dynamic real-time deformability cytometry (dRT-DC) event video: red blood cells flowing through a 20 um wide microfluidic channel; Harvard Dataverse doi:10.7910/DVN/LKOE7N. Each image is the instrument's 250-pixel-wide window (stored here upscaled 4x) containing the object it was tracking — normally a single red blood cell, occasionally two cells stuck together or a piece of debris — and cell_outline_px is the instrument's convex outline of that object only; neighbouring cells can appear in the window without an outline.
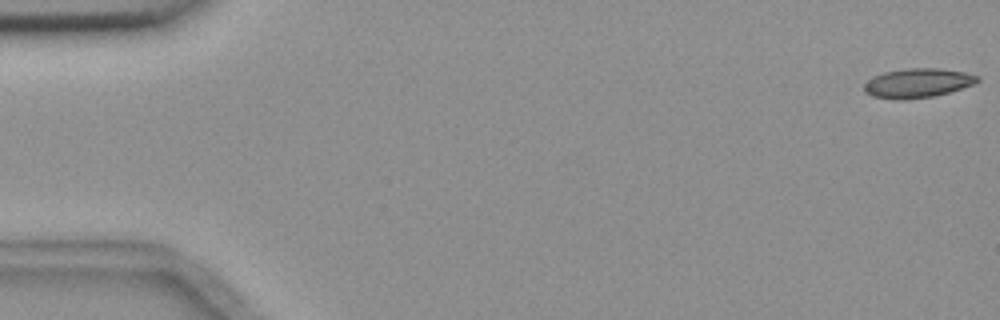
{"species": "common noctule bat (a hibernating species)", "species_latin": "Nyctalus noctula", "temperature_condition": "room temperature", "stored_images_in_passage": 3, "segment_of_instrument_passage": [2, 2], "camera_frame_rate_fps": 3000, "um_per_image_px": 0.085, "animal": {"sex": "female", "body_mass_g": 18.4}, "frame": {"image": 1, "passage_image": 3, "time_ms": 3.333, "image_size_px": [1000, 320], "cell_outline_px": [[980, 80], [972, 84], [948, 92], [932, 96], [908, 100], [896, 100], [872, 96], [864, 92], [864, 84], [872, 76], [884, 72], [904, 68], [940, 68], [964, 72], [980, 76]], "centroid_in_image_um": [77.95, 7.06], "position_along_channel_um": 7.0, "area_um2": 19.42}}